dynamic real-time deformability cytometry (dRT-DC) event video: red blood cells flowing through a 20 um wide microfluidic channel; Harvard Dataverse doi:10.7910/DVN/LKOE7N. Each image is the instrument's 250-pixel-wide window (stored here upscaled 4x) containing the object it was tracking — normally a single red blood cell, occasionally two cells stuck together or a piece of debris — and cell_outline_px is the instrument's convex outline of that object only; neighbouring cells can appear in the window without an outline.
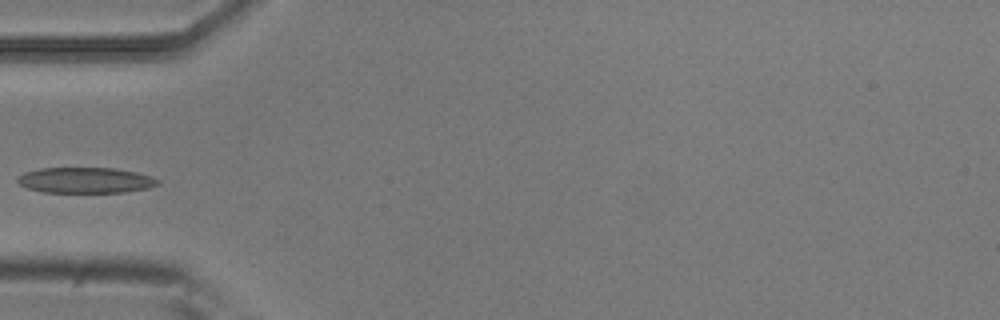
{"species": "common noctule bat (a hibernating species)", "species_latin": "Nyctalus noctula", "temperature_condition": "room temperature", "stored_images_in_passage": 4, "camera_frame_rate_fps": 3000, "um_per_image_px": 0.085, "animal": {"sex": "male", "body_mass_g": 20.5, "forearm_length_mm": 52.5}, "frame": {"image": 1, "passage_image": 4, "time_ms": 1.0, "image_size_px": [1000, 320], "cell_outline_px": [[160, 184], [148, 188], [124, 192], [44, 192], [28, 188], [20, 184], [16, 180], [16, 176], [24, 172], [40, 168], [112, 168], [136, 172], [152, 176], [160, 180]], "centroid_in_image_um": [7.27, 15.31], "position_along_channel_um": 77.7, "area_um2": 21.04}}